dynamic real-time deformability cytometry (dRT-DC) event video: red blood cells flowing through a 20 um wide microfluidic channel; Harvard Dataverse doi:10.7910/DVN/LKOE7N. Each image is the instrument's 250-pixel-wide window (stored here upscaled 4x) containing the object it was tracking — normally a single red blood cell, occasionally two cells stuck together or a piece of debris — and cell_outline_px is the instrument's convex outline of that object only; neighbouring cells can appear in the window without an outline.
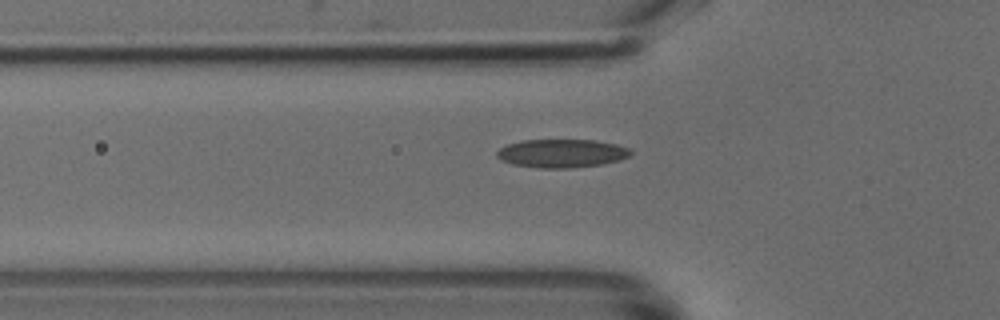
{"species": "common noctule bat (a hibernating species)", "species_latin": "Nyctalus noctula", "temperature_condition": "cold", "stored_images_in_passage": 34, "camera_frame_rate_fps": 3000, "um_per_image_px": 0.085, "animal": {"sex": "male", "body_mass_g": 18.8}, "frame": {"image": 1, "passage_image": 2, "time_ms": 0.333, "image_size_px": [1000, 320], "cell_outline_px": [[632, 152], [628, 156], [620, 160], [604, 164], [568, 168], [540, 168], [512, 164], [500, 160], [496, 156], [496, 152], [500, 148], [508, 144], [524, 140], [592, 140], [616, 144], [628, 148]], "centroid_in_image_um": [47.72, 13.04], "position_along_channel_um": 78.1, "area_um2": 22.08}}
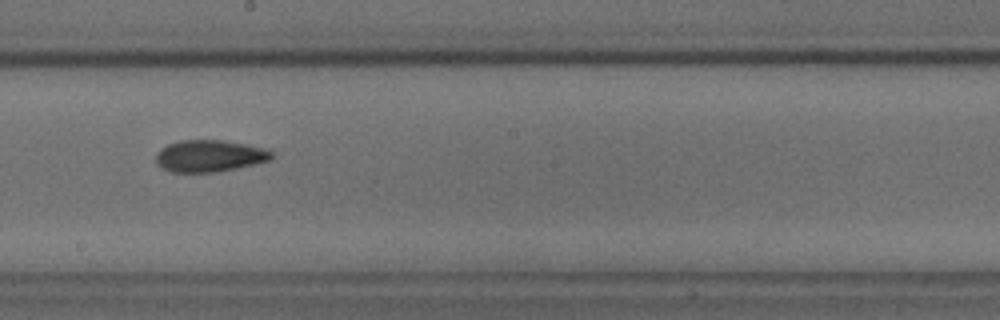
{"frame": {"image": 2, "passage_image": 13, "time_ms": 4.0, "image_size_px": [1000, 320], "cell_outline_px": [[272, 160], [236, 168], [216, 172], [172, 172], [156, 164], [156, 156], [160, 148], [168, 144], [180, 140], [224, 140], [268, 148], [272, 152]], "centroid_in_image_um": [17.83, 13.24], "position_along_channel_um": 230.4, "area_um2": 21.56}}
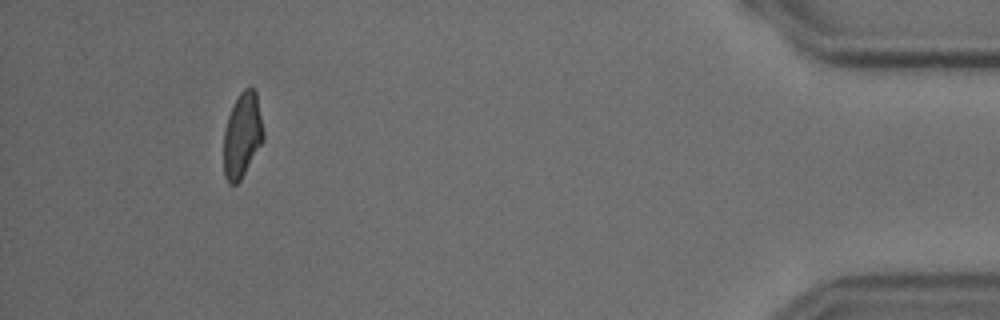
{"frame": {"image": 3, "passage_image": 31, "time_ms": 10.0, "image_size_px": [1000, 320], "cell_outline_px": [[264, 140], [240, 180], [236, 184], [228, 184], [224, 176], [224, 132], [228, 116], [240, 92], [244, 88], [256, 88], [264, 132]], "centroid_in_image_um": [20.6, 11.49], "position_along_channel_um": 414.6, "area_um2": 19.65}}